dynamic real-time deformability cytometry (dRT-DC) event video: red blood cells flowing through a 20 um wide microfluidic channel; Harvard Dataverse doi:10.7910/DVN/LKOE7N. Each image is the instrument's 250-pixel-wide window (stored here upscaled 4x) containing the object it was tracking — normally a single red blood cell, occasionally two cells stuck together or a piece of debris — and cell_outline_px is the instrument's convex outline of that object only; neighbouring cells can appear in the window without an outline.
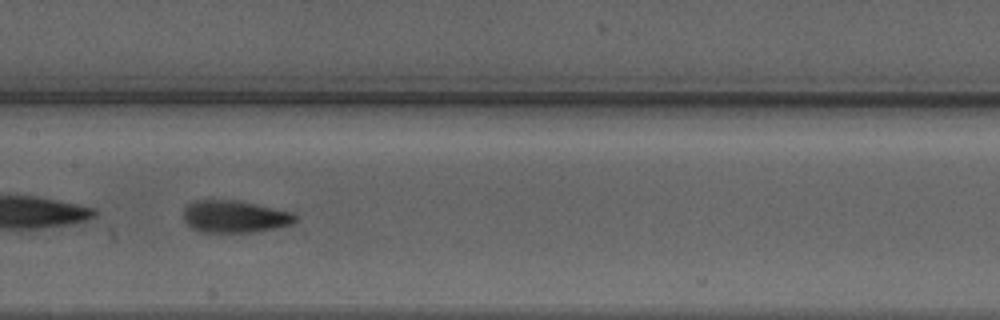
{"species": "Egyptian fruit bat (a non-hibernating species)", "species_latin": "Rousettus aegyptiacus", "temperature_condition": "warm", "stored_images_in_passage": 33, "camera_frame_rate_fps": 3000, "um_per_image_px": 0.085, "animal": {"sex": "male"}, "frame": {"image": 1, "passage_image": 14, "time_ms": 4.333, "image_size_px": [1000, 320], "cell_outline_px": [[296, 220], [292, 224], [276, 228], [252, 232], [200, 232], [192, 228], [184, 220], [184, 208], [188, 204], [196, 200], [236, 200], [292, 212], [296, 216]], "centroid_in_image_um": [19.93, 18.41], "position_along_channel_um": 187.5, "area_um2": 20.87}}
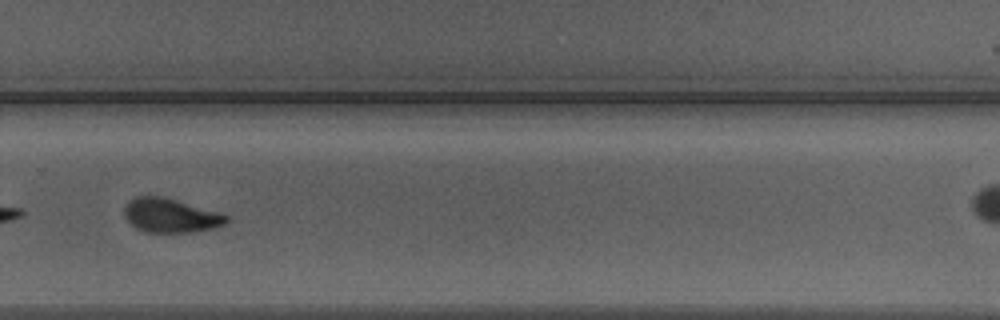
{"frame": {"image": 2, "passage_image": 23, "time_ms": 7.333, "image_size_px": [1000, 320], "cell_outline_px": [[228, 220], [224, 224], [212, 228], [192, 232], [148, 232], [136, 228], [124, 216], [124, 208], [128, 200], [136, 196], [164, 196], [216, 212], [228, 216]], "centroid_in_image_um": [14.44, 18.31], "position_along_channel_um": 315.4, "area_um2": 20.0}, "authors_computed_cell_mechanics": {"area_um2": 20.6924, "velocity_mm_per_s": 4.2831, "shape_relaxation_time_tau1_ms": 3.171, "shape_relaxation_time_tau2_ms": 1.5329, "deformation_change_tau1": 0.1359, "deformation_change_tau2": 0.0675}}